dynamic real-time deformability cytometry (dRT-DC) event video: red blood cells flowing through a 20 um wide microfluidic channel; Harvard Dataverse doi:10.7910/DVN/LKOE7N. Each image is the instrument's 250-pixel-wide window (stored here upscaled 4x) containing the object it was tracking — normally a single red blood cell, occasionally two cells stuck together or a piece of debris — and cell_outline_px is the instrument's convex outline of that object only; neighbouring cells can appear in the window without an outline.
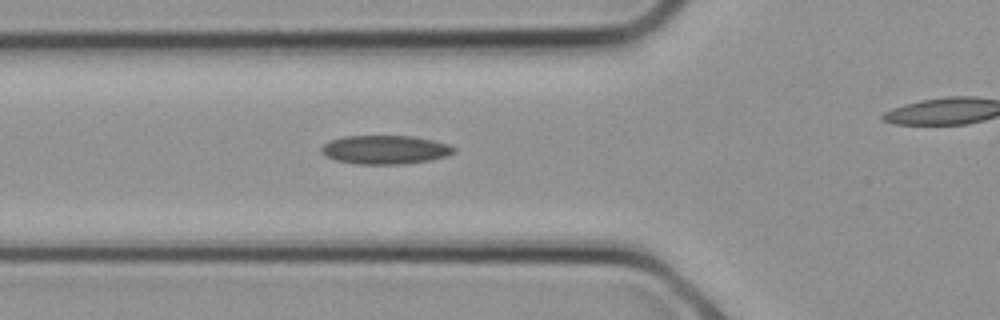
{"species": "common noctule bat (a hibernating species)", "species_latin": "Nyctalus noctula", "temperature_condition": "cold", "stored_images_in_passage": 8, "camera_frame_rate_fps": 3000, "um_per_image_px": 0.085, "animal": {"sex": "female", "body_mass_g": 21.9}, "frame": {"image": 1, "passage_image": 7, "time_ms": 2.0, "image_size_px": [1000, 320], "cell_outline_px": [[456, 152], [444, 156], [428, 160], [404, 164], [356, 164], [336, 160], [324, 156], [320, 152], [320, 148], [328, 140], [344, 136], [412, 136], [432, 140], [448, 144], [456, 148]], "centroid_in_image_um": [32.68, 12.72], "position_along_channel_um": 93.1, "area_um2": 22.25}}